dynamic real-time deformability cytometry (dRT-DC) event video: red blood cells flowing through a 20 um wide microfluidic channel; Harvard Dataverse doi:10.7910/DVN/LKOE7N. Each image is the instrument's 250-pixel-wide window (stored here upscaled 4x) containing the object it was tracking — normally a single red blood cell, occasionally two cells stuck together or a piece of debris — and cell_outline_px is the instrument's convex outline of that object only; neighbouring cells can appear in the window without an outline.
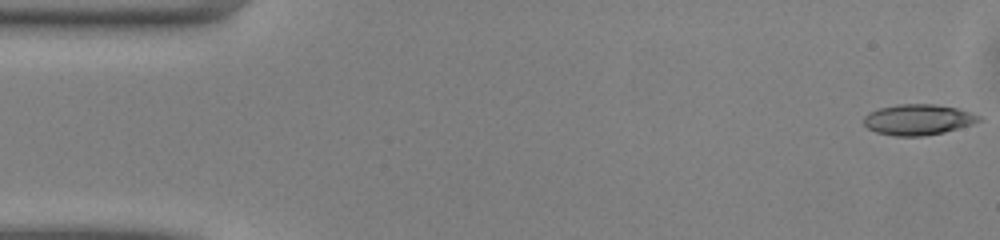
{"species": "common noctule bat (a hibernating species)", "species_latin": "Nyctalus noctula", "temperature_condition": "warm", "stored_images_in_passage": 46, "camera_frame_rate_fps": 3000, "um_per_image_px": 0.085, "animal": {"sex": "male", "body_mass_g": 13.0, "forearm_length_mm": 53.1}, "frame": {"image": 1, "passage_image": 1, "time_ms": 0.0, "image_size_px": [1000, 240], "cell_outline_px": [[984, 120], [972, 124], [944, 132], [924, 136], [892, 136], [876, 132], [868, 128], [864, 124], [864, 116], [868, 112], [880, 108], [896, 104], [936, 104], [956, 108], [980, 116]], "centroid_in_image_um": [78.02, 10.17], "position_along_channel_um": 7.0, "area_um2": 20.63}}
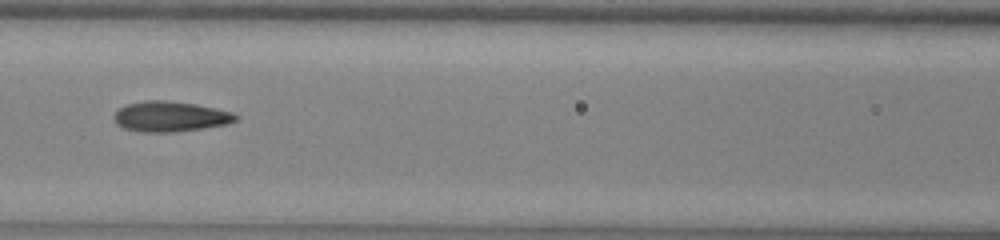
{"frame": {"image": 2, "passage_image": 21, "time_ms": 6.667, "image_size_px": [1000, 240], "cell_outline_px": [[240, 116], [236, 120], [228, 124], [204, 128], [172, 132], [140, 132], [124, 128], [116, 124], [112, 116], [120, 108], [128, 104], [144, 100], [164, 100], [196, 104], [232, 112]], "centroid_in_image_um": [14.47, 9.91], "position_along_channel_um": 152.1, "area_um2": 21.56}}
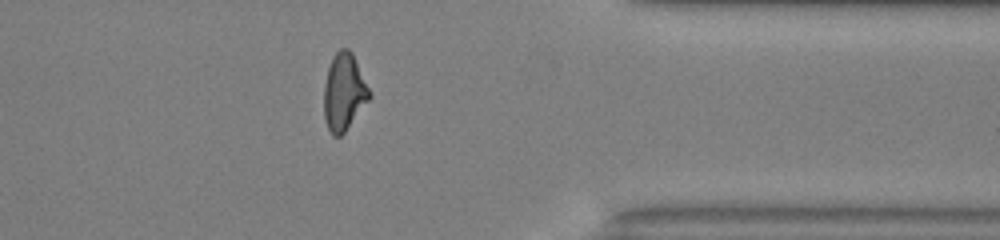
{"frame": {"image": 3, "passage_image": 39, "time_ms": 12.667, "image_size_px": [1000, 240], "cell_outline_px": [[372, 96], [344, 132], [340, 136], [332, 136], [324, 120], [324, 84], [328, 68], [332, 56], [340, 48], [348, 48], [352, 52]], "centroid_in_image_um": [29.22, 7.82], "position_along_channel_um": 382.2, "area_um2": 20.29}, "authors_computed_cell_mechanics": {"area_um2": 20.6346, "velocity_mm_per_s": 4.1309, "shape_relaxation_time_tau1_ms": null, "shape_relaxation_time_tau2_ms": 2.6104, "deformation_change_tau1": null, "deformation_change_tau2": 0.1197}}